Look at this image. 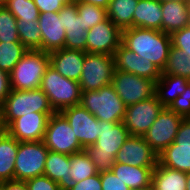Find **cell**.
I'll use <instances>...</instances> for the list:
<instances>
[{
	"instance_id": "6da1fadb",
	"label": "cell",
	"mask_w": 190,
	"mask_h": 190,
	"mask_svg": "<svg viewBox=\"0 0 190 190\" xmlns=\"http://www.w3.org/2000/svg\"><path fill=\"white\" fill-rule=\"evenodd\" d=\"M122 44L163 71L172 41L171 35L163 31L131 27L122 30Z\"/></svg>"
},
{
	"instance_id": "7a4b0ae2",
	"label": "cell",
	"mask_w": 190,
	"mask_h": 190,
	"mask_svg": "<svg viewBox=\"0 0 190 190\" xmlns=\"http://www.w3.org/2000/svg\"><path fill=\"white\" fill-rule=\"evenodd\" d=\"M129 136L123 121L119 123L100 121L98 139L94 145L84 149L98 173L111 171L115 165L117 152Z\"/></svg>"
},
{
	"instance_id": "3957f363",
	"label": "cell",
	"mask_w": 190,
	"mask_h": 190,
	"mask_svg": "<svg viewBox=\"0 0 190 190\" xmlns=\"http://www.w3.org/2000/svg\"><path fill=\"white\" fill-rule=\"evenodd\" d=\"M80 105L99 121L119 123L125 117L126 105L112 84L96 91L82 92Z\"/></svg>"
},
{
	"instance_id": "277c9868",
	"label": "cell",
	"mask_w": 190,
	"mask_h": 190,
	"mask_svg": "<svg viewBox=\"0 0 190 190\" xmlns=\"http://www.w3.org/2000/svg\"><path fill=\"white\" fill-rule=\"evenodd\" d=\"M40 89L55 112L80 105L82 92L79 82L63 77L50 65L42 77Z\"/></svg>"
},
{
	"instance_id": "5b68a950",
	"label": "cell",
	"mask_w": 190,
	"mask_h": 190,
	"mask_svg": "<svg viewBox=\"0 0 190 190\" xmlns=\"http://www.w3.org/2000/svg\"><path fill=\"white\" fill-rule=\"evenodd\" d=\"M49 65V53L41 50H27L10 72L11 89H39L42 77Z\"/></svg>"
},
{
	"instance_id": "8992f818",
	"label": "cell",
	"mask_w": 190,
	"mask_h": 190,
	"mask_svg": "<svg viewBox=\"0 0 190 190\" xmlns=\"http://www.w3.org/2000/svg\"><path fill=\"white\" fill-rule=\"evenodd\" d=\"M4 121L8 126L14 119L34 112L55 113L48 97L39 88L35 90H13L3 103Z\"/></svg>"
},
{
	"instance_id": "52a82bcc",
	"label": "cell",
	"mask_w": 190,
	"mask_h": 190,
	"mask_svg": "<svg viewBox=\"0 0 190 190\" xmlns=\"http://www.w3.org/2000/svg\"><path fill=\"white\" fill-rule=\"evenodd\" d=\"M114 71V56L86 52L79 79L81 92L96 91L112 84Z\"/></svg>"
},
{
	"instance_id": "ba28073f",
	"label": "cell",
	"mask_w": 190,
	"mask_h": 190,
	"mask_svg": "<svg viewBox=\"0 0 190 190\" xmlns=\"http://www.w3.org/2000/svg\"><path fill=\"white\" fill-rule=\"evenodd\" d=\"M74 134L66 118L55 112L48 119L43 142L51 152L73 155L84 150Z\"/></svg>"
},
{
	"instance_id": "9c48e42d",
	"label": "cell",
	"mask_w": 190,
	"mask_h": 190,
	"mask_svg": "<svg viewBox=\"0 0 190 190\" xmlns=\"http://www.w3.org/2000/svg\"><path fill=\"white\" fill-rule=\"evenodd\" d=\"M49 150L43 141L19 142L15 157L14 180L42 176Z\"/></svg>"
},
{
	"instance_id": "30bf717a",
	"label": "cell",
	"mask_w": 190,
	"mask_h": 190,
	"mask_svg": "<svg viewBox=\"0 0 190 190\" xmlns=\"http://www.w3.org/2000/svg\"><path fill=\"white\" fill-rule=\"evenodd\" d=\"M112 85L126 106L155 96L156 81L115 70Z\"/></svg>"
},
{
	"instance_id": "8fae6325",
	"label": "cell",
	"mask_w": 190,
	"mask_h": 190,
	"mask_svg": "<svg viewBox=\"0 0 190 190\" xmlns=\"http://www.w3.org/2000/svg\"><path fill=\"white\" fill-rule=\"evenodd\" d=\"M182 120L181 116L164 107L143 138L159 154L175 141Z\"/></svg>"
},
{
	"instance_id": "7c38bea8",
	"label": "cell",
	"mask_w": 190,
	"mask_h": 190,
	"mask_svg": "<svg viewBox=\"0 0 190 190\" xmlns=\"http://www.w3.org/2000/svg\"><path fill=\"white\" fill-rule=\"evenodd\" d=\"M164 106L156 95L141 102L126 106L123 123L131 136H144Z\"/></svg>"
},
{
	"instance_id": "4fadbf2b",
	"label": "cell",
	"mask_w": 190,
	"mask_h": 190,
	"mask_svg": "<svg viewBox=\"0 0 190 190\" xmlns=\"http://www.w3.org/2000/svg\"><path fill=\"white\" fill-rule=\"evenodd\" d=\"M87 53L114 56L122 44V30L109 18L93 26L86 32Z\"/></svg>"
},
{
	"instance_id": "5bb4252c",
	"label": "cell",
	"mask_w": 190,
	"mask_h": 190,
	"mask_svg": "<svg viewBox=\"0 0 190 190\" xmlns=\"http://www.w3.org/2000/svg\"><path fill=\"white\" fill-rule=\"evenodd\" d=\"M74 131L81 146L85 149L94 145L99 136L100 121L81 105L68 107L60 112Z\"/></svg>"
},
{
	"instance_id": "9a60e30c",
	"label": "cell",
	"mask_w": 190,
	"mask_h": 190,
	"mask_svg": "<svg viewBox=\"0 0 190 190\" xmlns=\"http://www.w3.org/2000/svg\"><path fill=\"white\" fill-rule=\"evenodd\" d=\"M115 162L137 167H156L158 154L143 136H129L117 152Z\"/></svg>"
},
{
	"instance_id": "2e32d148",
	"label": "cell",
	"mask_w": 190,
	"mask_h": 190,
	"mask_svg": "<svg viewBox=\"0 0 190 190\" xmlns=\"http://www.w3.org/2000/svg\"><path fill=\"white\" fill-rule=\"evenodd\" d=\"M58 13L66 32L64 48L87 52V31L78 14L76 0H69Z\"/></svg>"
},
{
	"instance_id": "e0dca14e",
	"label": "cell",
	"mask_w": 190,
	"mask_h": 190,
	"mask_svg": "<svg viewBox=\"0 0 190 190\" xmlns=\"http://www.w3.org/2000/svg\"><path fill=\"white\" fill-rule=\"evenodd\" d=\"M53 114L34 112L16 118L7 126V132L19 142L43 141L48 119Z\"/></svg>"
},
{
	"instance_id": "ac0fdd59",
	"label": "cell",
	"mask_w": 190,
	"mask_h": 190,
	"mask_svg": "<svg viewBox=\"0 0 190 190\" xmlns=\"http://www.w3.org/2000/svg\"><path fill=\"white\" fill-rule=\"evenodd\" d=\"M115 70L135 74L149 80L157 81L162 71L151 61L139 57L133 51H130L121 44L114 54Z\"/></svg>"
},
{
	"instance_id": "d6986e66",
	"label": "cell",
	"mask_w": 190,
	"mask_h": 190,
	"mask_svg": "<svg viewBox=\"0 0 190 190\" xmlns=\"http://www.w3.org/2000/svg\"><path fill=\"white\" fill-rule=\"evenodd\" d=\"M38 23L42 35V51L50 53L64 48L66 32L58 12L40 13Z\"/></svg>"
},
{
	"instance_id": "ffe728a7",
	"label": "cell",
	"mask_w": 190,
	"mask_h": 190,
	"mask_svg": "<svg viewBox=\"0 0 190 190\" xmlns=\"http://www.w3.org/2000/svg\"><path fill=\"white\" fill-rule=\"evenodd\" d=\"M85 54V51L66 48L50 52V66L63 77L79 82Z\"/></svg>"
},
{
	"instance_id": "44dd1931",
	"label": "cell",
	"mask_w": 190,
	"mask_h": 190,
	"mask_svg": "<svg viewBox=\"0 0 190 190\" xmlns=\"http://www.w3.org/2000/svg\"><path fill=\"white\" fill-rule=\"evenodd\" d=\"M162 23L161 31L172 34L177 30L190 26V2L161 3Z\"/></svg>"
},
{
	"instance_id": "7402d4cb",
	"label": "cell",
	"mask_w": 190,
	"mask_h": 190,
	"mask_svg": "<svg viewBox=\"0 0 190 190\" xmlns=\"http://www.w3.org/2000/svg\"><path fill=\"white\" fill-rule=\"evenodd\" d=\"M155 167H137L115 162L111 171L131 190H151Z\"/></svg>"
},
{
	"instance_id": "603a6c76",
	"label": "cell",
	"mask_w": 190,
	"mask_h": 190,
	"mask_svg": "<svg viewBox=\"0 0 190 190\" xmlns=\"http://www.w3.org/2000/svg\"><path fill=\"white\" fill-rule=\"evenodd\" d=\"M70 168V155L49 151L45 161L44 174L57 182L61 190H69L74 181L68 174Z\"/></svg>"
},
{
	"instance_id": "cb8c5ba5",
	"label": "cell",
	"mask_w": 190,
	"mask_h": 190,
	"mask_svg": "<svg viewBox=\"0 0 190 190\" xmlns=\"http://www.w3.org/2000/svg\"><path fill=\"white\" fill-rule=\"evenodd\" d=\"M162 10L159 0H138L133 14V27L161 31Z\"/></svg>"
},
{
	"instance_id": "d4e9b609",
	"label": "cell",
	"mask_w": 190,
	"mask_h": 190,
	"mask_svg": "<svg viewBox=\"0 0 190 190\" xmlns=\"http://www.w3.org/2000/svg\"><path fill=\"white\" fill-rule=\"evenodd\" d=\"M189 83L190 80L185 77L161 74L156 81L155 95L164 107H168L185 91Z\"/></svg>"
},
{
	"instance_id": "484cf974",
	"label": "cell",
	"mask_w": 190,
	"mask_h": 190,
	"mask_svg": "<svg viewBox=\"0 0 190 190\" xmlns=\"http://www.w3.org/2000/svg\"><path fill=\"white\" fill-rule=\"evenodd\" d=\"M187 174L161 166L153 169L151 190H186Z\"/></svg>"
},
{
	"instance_id": "4316f807",
	"label": "cell",
	"mask_w": 190,
	"mask_h": 190,
	"mask_svg": "<svg viewBox=\"0 0 190 190\" xmlns=\"http://www.w3.org/2000/svg\"><path fill=\"white\" fill-rule=\"evenodd\" d=\"M158 163L161 166L181 172L190 171V145L173 142L158 154Z\"/></svg>"
},
{
	"instance_id": "83f0119b",
	"label": "cell",
	"mask_w": 190,
	"mask_h": 190,
	"mask_svg": "<svg viewBox=\"0 0 190 190\" xmlns=\"http://www.w3.org/2000/svg\"><path fill=\"white\" fill-rule=\"evenodd\" d=\"M19 141L8 132L0 135V182L14 180Z\"/></svg>"
},
{
	"instance_id": "f1b7e54d",
	"label": "cell",
	"mask_w": 190,
	"mask_h": 190,
	"mask_svg": "<svg viewBox=\"0 0 190 190\" xmlns=\"http://www.w3.org/2000/svg\"><path fill=\"white\" fill-rule=\"evenodd\" d=\"M138 0H110L107 17L121 30L133 27Z\"/></svg>"
},
{
	"instance_id": "f546056e",
	"label": "cell",
	"mask_w": 190,
	"mask_h": 190,
	"mask_svg": "<svg viewBox=\"0 0 190 190\" xmlns=\"http://www.w3.org/2000/svg\"><path fill=\"white\" fill-rule=\"evenodd\" d=\"M68 172L74 183L98 174L96 166L90 160L85 150L70 155V168Z\"/></svg>"
},
{
	"instance_id": "4dcf8cb0",
	"label": "cell",
	"mask_w": 190,
	"mask_h": 190,
	"mask_svg": "<svg viewBox=\"0 0 190 190\" xmlns=\"http://www.w3.org/2000/svg\"><path fill=\"white\" fill-rule=\"evenodd\" d=\"M162 74L181 76L190 80V57L181 49L171 46Z\"/></svg>"
},
{
	"instance_id": "1f68e13d",
	"label": "cell",
	"mask_w": 190,
	"mask_h": 190,
	"mask_svg": "<svg viewBox=\"0 0 190 190\" xmlns=\"http://www.w3.org/2000/svg\"><path fill=\"white\" fill-rule=\"evenodd\" d=\"M17 30L19 41L28 50L42 51V35L38 21H18Z\"/></svg>"
},
{
	"instance_id": "d6a6232c",
	"label": "cell",
	"mask_w": 190,
	"mask_h": 190,
	"mask_svg": "<svg viewBox=\"0 0 190 190\" xmlns=\"http://www.w3.org/2000/svg\"><path fill=\"white\" fill-rule=\"evenodd\" d=\"M27 50L21 42H0V69L10 73Z\"/></svg>"
},
{
	"instance_id": "836d02e7",
	"label": "cell",
	"mask_w": 190,
	"mask_h": 190,
	"mask_svg": "<svg viewBox=\"0 0 190 190\" xmlns=\"http://www.w3.org/2000/svg\"><path fill=\"white\" fill-rule=\"evenodd\" d=\"M17 21H38L40 12L34 0H7L4 5Z\"/></svg>"
},
{
	"instance_id": "e575fe53",
	"label": "cell",
	"mask_w": 190,
	"mask_h": 190,
	"mask_svg": "<svg viewBox=\"0 0 190 190\" xmlns=\"http://www.w3.org/2000/svg\"><path fill=\"white\" fill-rule=\"evenodd\" d=\"M76 4L78 14L82 16V21L84 22V29L86 31L108 18L107 9L103 7L77 0Z\"/></svg>"
},
{
	"instance_id": "d590c367",
	"label": "cell",
	"mask_w": 190,
	"mask_h": 190,
	"mask_svg": "<svg viewBox=\"0 0 190 190\" xmlns=\"http://www.w3.org/2000/svg\"><path fill=\"white\" fill-rule=\"evenodd\" d=\"M16 17L4 6H0V42H20Z\"/></svg>"
},
{
	"instance_id": "8d00e7d4",
	"label": "cell",
	"mask_w": 190,
	"mask_h": 190,
	"mask_svg": "<svg viewBox=\"0 0 190 190\" xmlns=\"http://www.w3.org/2000/svg\"><path fill=\"white\" fill-rule=\"evenodd\" d=\"M167 108L182 118H190V83L187 85L185 91Z\"/></svg>"
},
{
	"instance_id": "74e56055",
	"label": "cell",
	"mask_w": 190,
	"mask_h": 190,
	"mask_svg": "<svg viewBox=\"0 0 190 190\" xmlns=\"http://www.w3.org/2000/svg\"><path fill=\"white\" fill-rule=\"evenodd\" d=\"M172 46L181 49L190 57V26L171 34Z\"/></svg>"
},
{
	"instance_id": "f35d334b",
	"label": "cell",
	"mask_w": 190,
	"mask_h": 190,
	"mask_svg": "<svg viewBox=\"0 0 190 190\" xmlns=\"http://www.w3.org/2000/svg\"><path fill=\"white\" fill-rule=\"evenodd\" d=\"M28 190H61L57 182L45 175L25 180Z\"/></svg>"
},
{
	"instance_id": "ab89813d",
	"label": "cell",
	"mask_w": 190,
	"mask_h": 190,
	"mask_svg": "<svg viewBox=\"0 0 190 190\" xmlns=\"http://www.w3.org/2000/svg\"><path fill=\"white\" fill-rule=\"evenodd\" d=\"M102 190H131L112 171L100 173Z\"/></svg>"
},
{
	"instance_id": "60d3db41",
	"label": "cell",
	"mask_w": 190,
	"mask_h": 190,
	"mask_svg": "<svg viewBox=\"0 0 190 190\" xmlns=\"http://www.w3.org/2000/svg\"><path fill=\"white\" fill-rule=\"evenodd\" d=\"M69 190H102L100 173L74 183Z\"/></svg>"
},
{
	"instance_id": "b9f144b4",
	"label": "cell",
	"mask_w": 190,
	"mask_h": 190,
	"mask_svg": "<svg viewBox=\"0 0 190 190\" xmlns=\"http://www.w3.org/2000/svg\"><path fill=\"white\" fill-rule=\"evenodd\" d=\"M69 0H34L40 13L58 12Z\"/></svg>"
},
{
	"instance_id": "7bdbcfd3",
	"label": "cell",
	"mask_w": 190,
	"mask_h": 190,
	"mask_svg": "<svg viewBox=\"0 0 190 190\" xmlns=\"http://www.w3.org/2000/svg\"><path fill=\"white\" fill-rule=\"evenodd\" d=\"M176 144L190 145V118H183L174 141Z\"/></svg>"
},
{
	"instance_id": "ee69618b",
	"label": "cell",
	"mask_w": 190,
	"mask_h": 190,
	"mask_svg": "<svg viewBox=\"0 0 190 190\" xmlns=\"http://www.w3.org/2000/svg\"><path fill=\"white\" fill-rule=\"evenodd\" d=\"M11 91L10 73L0 69V104L3 105Z\"/></svg>"
},
{
	"instance_id": "f6af8a7d",
	"label": "cell",
	"mask_w": 190,
	"mask_h": 190,
	"mask_svg": "<svg viewBox=\"0 0 190 190\" xmlns=\"http://www.w3.org/2000/svg\"><path fill=\"white\" fill-rule=\"evenodd\" d=\"M4 190H28L25 181L10 180L4 181Z\"/></svg>"
},
{
	"instance_id": "bcb514c9",
	"label": "cell",
	"mask_w": 190,
	"mask_h": 190,
	"mask_svg": "<svg viewBox=\"0 0 190 190\" xmlns=\"http://www.w3.org/2000/svg\"><path fill=\"white\" fill-rule=\"evenodd\" d=\"M77 1H82V2H85L88 4L97 5V6L105 8V9L108 8L109 2H110V0H77Z\"/></svg>"
},
{
	"instance_id": "7dc6e473",
	"label": "cell",
	"mask_w": 190,
	"mask_h": 190,
	"mask_svg": "<svg viewBox=\"0 0 190 190\" xmlns=\"http://www.w3.org/2000/svg\"><path fill=\"white\" fill-rule=\"evenodd\" d=\"M7 132V126L4 121L3 105L0 104V135Z\"/></svg>"
},
{
	"instance_id": "c3c4849f",
	"label": "cell",
	"mask_w": 190,
	"mask_h": 190,
	"mask_svg": "<svg viewBox=\"0 0 190 190\" xmlns=\"http://www.w3.org/2000/svg\"><path fill=\"white\" fill-rule=\"evenodd\" d=\"M161 3H164V2H181V3H186V2H190V0H159Z\"/></svg>"
},
{
	"instance_id": "681fc988",
	"label": "cell",
	"mask_w": 190,
	"mask_h": 190,
	"mask_svg": "<svg viewBox=\"0 0 190 190\" xmlns=\"http://www.w3.org/2000/svg\"><path fill=\"white\" fill-rule=\"evenodd\" d=\"M187 174V186H186V190H190V171L186 173Z\"/></svg>"
},
{
	"instance_id": "f907efd6",
	"label": "cell",
	"mask_w": 190,
	"mask_h": 190,
	"mask_svg": "<svg viewBox=\"0 0 190 190\" xmlns=\"http://www.w3.org/2000/svg\"><path fill=\"white\" fill-rule=\"evenodd\" d=\"M6 2H7V0H0V6H1V5H5Z\"/></svg>"
},
{
	"instance_id": "816d5d0a",
	"label": "cell",
	"mask_w": 190,
	"mask_h": 190,
	"mask_svg": "<svg viewBox=\"0 0 190 190\" xmlns=\"http://www.w3.org/2000/svg\"><path fill=\"white\" fill-rule=\"evenodd\" d=\"M0 190H4V182H0Z\"/></svg>"
}]
</instances>
